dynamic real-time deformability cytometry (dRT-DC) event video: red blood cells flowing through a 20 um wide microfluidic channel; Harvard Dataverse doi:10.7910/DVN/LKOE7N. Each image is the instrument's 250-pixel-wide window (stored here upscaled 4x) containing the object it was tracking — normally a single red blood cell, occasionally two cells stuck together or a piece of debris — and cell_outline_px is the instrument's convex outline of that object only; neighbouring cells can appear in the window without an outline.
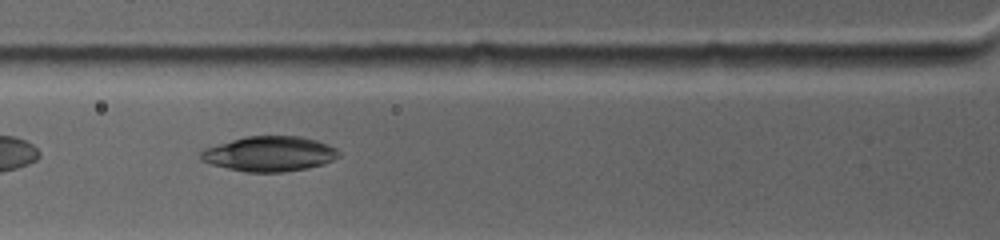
{"species": "common noctule bat (a hibernating species)", "species_latin": "Nyctalus noctula", "temperature_condition": "warm", "stored_images_in_passage": 5, "camera_frame_rate_fps": 4500, "um_per_image_px": 0.085, "animal": {"sex": "female", "body_mass_g": 19.0, "forearm_length_mm": 53.3}, "frame": {"image": 1, "passage_image": 3, "time_ms": 2.222, "image_size_px": [1000, 240], "cell_outline_px": [[340, 156], [324, 164], [308, 168], [284, 172], [248, 172], [228, 168], [212, 164], [200, 160], [200, 152], [204, 148], [244, 136], [300, 136], [316, 140], [328, 144], [336, 148], [340, 152]], "centroid_in_image_um": [22.92, 13.07], "position_along_channel_um": 102.9, "area_um2": 28.26}}
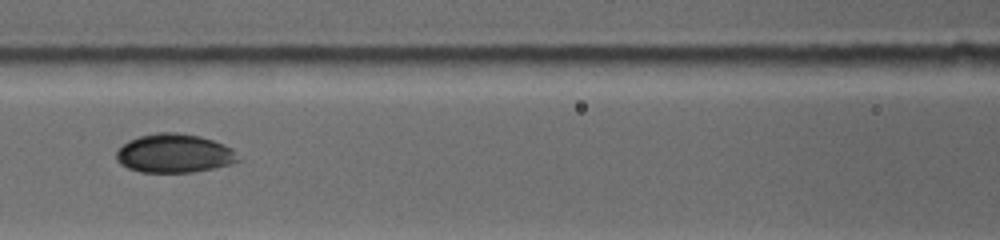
{"frame": {"image": 2, "passage_image": 4, "time_ms": 3.556, "image_size_px": [1000, 240], "cell_outline_px": [[240, 160], [228, 164], [212, 168], [192, 172], [140, 172], [128, 168], [120, 164], [116, 160], [116, 152], [128, 140], [140, 136], [156, 132], [176, 132], [200, 136], [224, 144], [232, 148]], "centroid_in_image_um": [14.78, 13.03], "position_along_channel_um": 151.8, "area_um2": 27.4}}
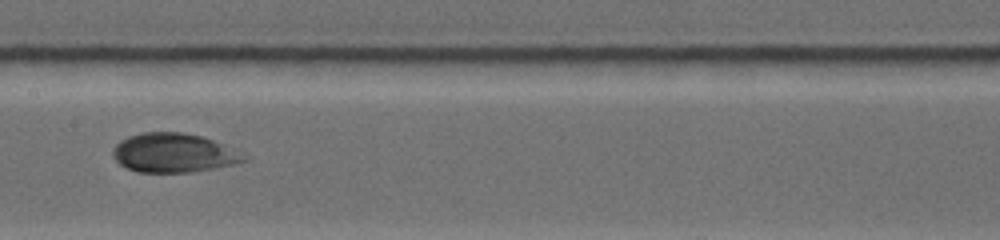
{"frame": {"image": 3, "passage_image": 5, "time_ms": 4.667, "image_size_px": [1000, 240], "cell_outline_px": [[248, 160], [236, 164], [216, 168], [192, 172], [136, 172], [120, 164], [112, 156], [112, 148], [120, 140], [128, 136], [144, 132], [180, 132], [200, 136], [224, 144], [248, 156]], "centroid_in_image_um": [14.76, 13.0], "position_along_channel_um": 192.6, "area_um2": 30.0}}